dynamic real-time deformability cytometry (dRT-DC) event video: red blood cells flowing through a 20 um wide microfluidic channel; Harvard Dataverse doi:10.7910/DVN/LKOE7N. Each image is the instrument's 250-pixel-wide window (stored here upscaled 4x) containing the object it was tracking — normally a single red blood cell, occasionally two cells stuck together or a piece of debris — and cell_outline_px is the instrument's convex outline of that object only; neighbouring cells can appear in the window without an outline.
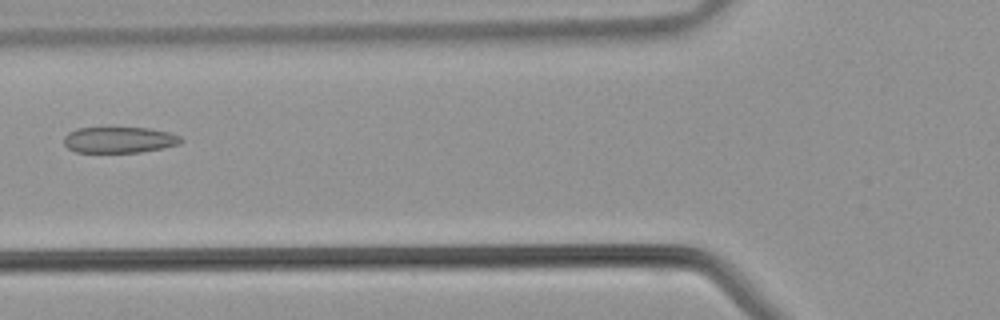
{"species": "common noctule bat (a hibernating species)", "species_latin": "Nyctalus noctula", "temperature_condition": "warm", "stored_images_in_passage": 39, "camera_frame_rate_fps": 3000, "um_per_image_px": 0.085, "animal": {"sex": "male", "body_mass_g": 21.5, "forearm_length_mm": 52.0}, "frame": {"image": 1, "passage_image": 13, "time_ms": 4.0, "image_size_px": [1000, 320], "cell_outline_px": [[184, 140], [180, 144], [164, 148], [140, 152], [76, 152], [68, 148], [64, 144], [64, 136], [68, 132], [76, 128], [148, 128], [168, 132], [180, 136]], "centroid_in_image_um": [10.14, 11.89], "position_along_channel_um": 115.7, "area_um2": 17.8}}
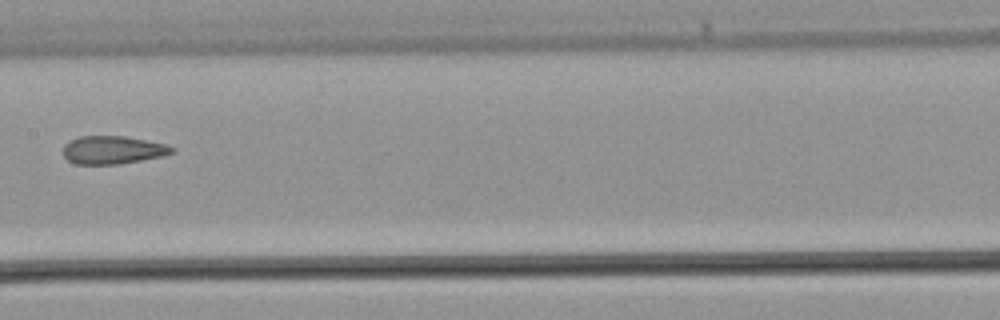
{"frame": {"image": 2, "passage_image": 18, "time_ms": 5.667, "image_size_px": [1000, 320], "cell_outline_px": [[176, 152], [160, 156], [120, 164], [76, 164], [68, 160], [64, 156], [64, 144], [80, 136], [124, 136], [168, 144], [176, 148]], "centroid_in_image_um": [9.62, 12.74], "position_along_channel_um": 197.8, "area_um2": 17.74}}
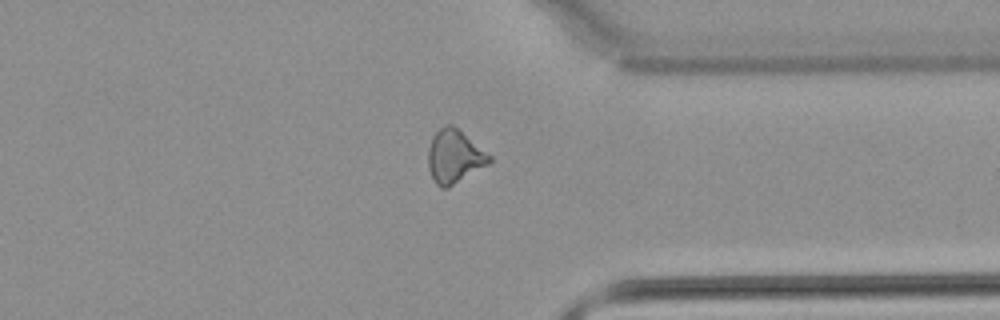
{"frame": {"image": 3, "passage_image": 29, "time_ms": 9.333, "image_size_px": [1000, 320], "cell_outline_px": [[492, 160], [488, 164], [448, 188], [440, 188], [432, 180], [428, 168], [428, 148], [432, 136], [444, 124], [452, 124], [492, 156]], "centroid_in_image_um": [38.59, 13.31], "position_along_channel_um": 372.8, "area_um2": 19.07}}